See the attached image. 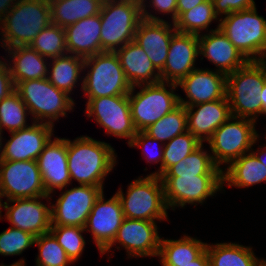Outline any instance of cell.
I'll return each instance as SVG.
<instances>
[{
	"label": "cell",
	"instance_id": "1",
	"mask_svg": "<svg viewBox=\"0 0 266 266\" xmlns=\"http://www.w3.org/2000/svg\"><path fill=\"white\" fill-rule=\"evenodd\" d=\"M68 170L79 185L104 187V181L117 164L115 149L105 141L89 136L67 139Z\"/></svg>",
	"mask_w": 266,
	"mask_h": 266
},
{
	"label": "cell",
	"instance_id": "2",
	"mask_svg": "<svg viewBox=\"0 0 266 266\" xmlns=\"http://www.w3.org/2000/svg\"><path fill=\"white\" fill-rule=\"evenodd\" d=\"M51 23L49 0H18L0 21V46L4 50L29 46Z\"/></svg>",
	"mask_w": 266,
	"mask_h": 266
},
{
	"label": "cell",
	"instance_id": "3",
	"mask_svg": "<svg viewBox=\"0 0 266 266\" xmlns=\"http://www.w3.org/2000/svg\"><path fill=\"white\" fill-rule=\"evenodd\" d=\"M266 82V68L260 61H248L226 75V96L231 114L258 121L262 116L261 96Z\"/></svg>",
	"mask_w": 266,
	"mask_h": 266
},
{
	"label": "cell",
	"instance_id": "4",
	"mask_svg": "<svg viewBox=\"0 0 266 266\" xmlns=\"http://www.w3.org/2000/svg\"><path fill=\"white\" fill-rule=\"evenodd\" d=\"M119 197L125 218L146 221H169L162 180L157 175L138 176Z\"/></svg>",
	"mask_w": 266,
	"mask_h": 266
},
{
	"label": "cell",
	"instance_id": "5",
	"mask_svg": "<svg viewBox=\"0 0 266 266\" xmlns=\"http://www.w3.org/2000/svg\"><path fill=\"white\" fill-rule=\"evenodd\" d=\"M15 91L27 106L31 121L54 126L59 118L74 111L75 100L57 89L47 78L19 82ZM55 122V123H54Z\"/></svg>",
	"mask_w": 266,
	"mask_h": 266
},
{
	"label": "cell",
	"instance_id": "6",
	"mask_svg": "<svg viewBox=\"0 0 266 266\" xmlns=\"http://www.w3.org/2000/svg\"><path fill=\"white\" fill-rule=\"evenodd\" d=\"M137 87L140 89L136 92ZM177 89V84L163 81L131 88L128 100L137 132L144 131L180 105L179 95L175 93Z\"/></svg>",
	"mask_w": 266,
	"mask_h": 266
},
{
	"label": "cell",
	"instance_id": "7",
	"mask_svg": "<svg viewBox=\"0 0 266 266\" xmlns=\"http://www.w3.org/2000/svg\"><path fill=\"white\" fill-rule=\"evenodd\" d=\"M101 48L115 52L134 41L142 18L141 0H114L104 2L100 11Z\"/></svg>",
	"mask_w": 266,
	"mask_h": 266
},
{
	"label": "cell",
	"instance_id": "8",
	"mask_svg": "<svg viewBox=\"0 0 266 266\" xmlns=\"http://www.w3.org/2000/svg\"><path fill=\"white\" fill-rule=\"evenodd\" d=\"M256 121L231 116L225 123L214 131L206 141L209 145L214 164L223 170L232 161L251 151L260 139L256 130Z\"/></svg>",
	"mask_w": 266,
	"mask_h": 266
},
{
	"label": "cell",
	"instance_id": "9",
	"mask_svg": "<svg viewBox=\"0 0 266 266\" xmlns=\"http://www.w3.org/2000/svg\"><path fill=\"white\" fill-rule=\"evenodd\" d=\"M84 74L82 92L87 98L128 95L132 88L115 52L104 51L85 58Z\"/></svg>",
	"mask_w": 266,
	"mask_h": 266
},
{
	"label": "cell",
	"instance_id": "10",
	"mask_svg": "<svg viewBox=\"0 0 266 266\" xmlns=\"http://www.w3.org/2000/svg\"><path fill=\"white\" fill-rule=\"evenodd\" d=\"M219 28L248 61H260L266 50V19L256 6L232 12L219 20Z\"/></svg>",
	"mask_w": 266,
	"mask_h": 266
},
{
	"label": "cell",
	"instance_id": "11",
	"mask_svg": "<svg viewBox=\"0 0 266 266\" xmlns=\"http://www.w3.org/2000/svg\"><path fill=\"white\" fill-rule=\"evenodd\" d=\"M85 116L93 118L107 135L125 138L129 145L136 135L128 95L87 98Z\"/></svg>",
	"mask_w": 266,
	"mask_h": 266
},
{
	"label": "cell",
	"instance_id": "12",
	"mask_svg": "<svg viewBox=\"0 0 266 266\" xmlns=\"http://www.w3.org/2000/svg\"><path fill=\"white\" fill-rule=\"evenodd\" d=\"M168 209L184 208L187 204L203 205L209 197L223 191L222 175L160 177Z\"/></svg>",
	"mask_w": 266,
	"mask_h": 266
},
{
	"label": "cell",
	"instance_id": "13",
	"mask_svg": "<svg viewBox=\"0 0 266 266\" xmlns=\"http://www.w3.org/2000/svg\"><path fill=\"white\" fill-rule=\"evenodd\" d=\"M56 203L51 202V226H77L85 228L88 216L104 187L78 185L61 189ZM64 191V192H63Z\"/></svg>",
	"mask_w": 266,
	"mask_h": 266
},
{
	"label": "cell",
	"instance_id": "14",
	"mask_svg": "<svg viewBox=\"0 0 266 266\" xmlns=\"http://www.w3.org/2000/svg\"><path fill=\"white\" fill-rule=\"evenodd\" d=\"M156 221L124 218L113 242L101 253V256L113 251L111 248L126 250L128 258L158 257L161 236ZM121 247H120V246Z\"/></svg>",
	"mask_w": 266,
	"mask_h": 266
},
{
	"label": "cell",
	"instance_id": "15",
	"mask_svg": "<svg viewBox=\"0 0 266 266\" xmlns=\"http://www.w3.org/2000/svg\"><path fill=\"white\" fill-rule=\"evenodd\" d=\"M0 192L6 200L47 195L37 161H1Z\"/></svg>",
	"mask_w": 266,
	"mask_h": 266
},
{
	"label": "cell",
	"instance_id": "16",
	"mask_svg": "<svg viewBox=\"0 0 266 266\" xmlns=\"http://www.w3.org/2000/svg\"><path fill=\"white\" fill-rule=\"evenodd\" d=\"M53 195L17 198L3 202L4 218L11 227L33 234L48 233L51 228V199ZM48 202L44 204L41 200ZM48 205V206H47Z\"/></svg>",
	"mask_w": 266,
	"mask_h": 266
},
{
	"label": "cell",
	"instance_id": "17",
	"mask_svg": "<svg viewBox=\"0 0 266 266\" xmlns=\"http://www.w3.org/2000/svg\"><path fill=\"white\" fill-rule=\"evenodd\" d=\"M104 196L103 192L96 200L85 225L100 254L113 242L125 218L117 194L107 200Z\"/></svg>",
	"mask_w": 266,
	"mask_h": 266
},
{
	"label": "cell",
	"instance_id": "18",
	"mask_svg": "<svg viewBox=\"0 0 266 266\" xmlns=\"http://www.w3.org/2000/svg\"><path fill=\"white\" fill-rule=\"evenodd\" d=\"M199 57L198 35L176 31L169 45L166 63L160 71L161 81L178 84L196 66Z\"/></svg>",
	"mask_w": 266,
	"mask_h": 266
},
{
	"label": "cell",
	"instance_id": "19",
	"mask_svg": "<svg viewBox=\"0 0 266 266\" xmlns=\"http://www.w3.org/2000/svg\"><path fill=\"white\" fill-rule=\"evenodd\" d=\"M54 127L32 122L27 128L9 133L11 137L4 143L2 161H36L54 136Z\"/></svg>",
	"mask_w": 266,
	"mask_h": 266
},
{
	"label": "cell",
	"instance_id": "20",
	"mask_svg": "<svg viewBox=\"0 0 266 266\" xmlns=\"http://www.w3.org/2000/svg\"><path fill=\"white\" fill-rule=\"evenodd\" d=\"M177 87H181L186 96L185 99L179 95L182 106L216 101L226 96V75L213 69L196 68Z\"/></svg>",
	"mask_w": 266,
	"mask_h": 266
},
{
	"label": "cell",
	"instance_id": "21",
	"mask_svg": "<svg viewBox=\"0 0 266 266\" xmlns=\"http://www.w3.org/2000/svg\"><path fill=\"white\" fill-rule=\"evenodd\" d=\"M53 138L46 144L36 160L47 195L53 194L56 189H65L71 185L67 138L58 136H53Z\"/></svg>",
	"mask_w": 266,
	"mask_h": 266
},
{
	"label": "cell",
	"instance_id": "22",
	"mask_svg": "<svg viewBox=\"0 0 266 266\" xmlns=\"http://www.w3.org/2000/svg\"><path fill=\"white\" fill-rule=\"evenodd\" d=\"M199 55L215 65V71L225 75L243 67L248 60L229 41L220 28L198 36Z\"/></svg>",
	"mask_w": 266,
	"mask_h": 266
},
{
	"label": "cell",
	"instance_id": "23",
	"mask_svg": "<svg viewBox=\"0 0 266 266\" xmlns=\"http://www.w3.org/2000/svg\"><path fill=\"white\" fill-rule=\"evenodd\" d=\"M176 31L174 23L167 20L142 19L138 24L134 42L144 50L159 72L166 63L171 38Z\"/></svg>",
	"mask_w": 266,
	"mask_h": 266
},
{
	"label": "cell",
	"instance_id": "24",
	"mask_svg": "<svg viewBox=\"0 0 266 266\" xmlns=\"http://www.w3.org/2000/svg\"><path fill=\"white\" fill-rule=\"evenodd\" d=\"M186 108L187 130L200 142H206L231 116L227 96L223 99L191 105Z\"/></svg>",
	"mask_w": 266,
	"mask_h": 266
},
{
	"label": "cell",
	"instance_id": "25",
	"mask_svg": "<svg viewBox=\"0 0 266 266\" xmlns=\"http://www.w3.org/2000/svg\"><path fill=\"white\" fill-rule=\"evenodd\" d=\"M68 54L88 58L104 52L101 48L100 14L87 17L64 28Z\"/></svg>",
	"mask_w": 266,
	"mask_h": 266
},
{
	"label": "cell",
	"instance_id": "26",
	"mask_svg": "<svg viewBox=\"0 0 266 266\" xmlns=\"http://www.w3.org/2000/svg\"><path fill=\"white\" fill-rule=\"evenodd\" d=\"M115 53L119 58L125 77L132 87L161 81L160 72L144 50L134 41L125 44Z\"/></svg>",
	"mask_w": 266,
	"mask_h": 266
},
{
	"label": "cell",
	"instance_id": "27",
	"mask_svg": "<svg viewBox=\"0 0 266 266\" xmlns=\"http://www.w3.org/2000/svg\"><path fill=\"white\" fill-rule=\"evenodd\" d=\"M5 51L8 55L4 57H9L6 61L15 86L22 81L47 78L50 59L41 56L30 45L17 46Z\"/></svg>",
	"mask_w": 266,
	"mask_h": 266
},
{
	"label": "cell",
	"instance_id": "28",
	"mask_svg": "<svg viewBox=\"0 0 266 266\" xmlns=\"http://www.w3.org/2000/svg\"><path fill=\"white\" fill-rule=\"evenodd\" d=\"M223 191L227 187L248 188L266 183V167L250 151L232 161L222 170Z\"/></svg>",
	"mask_w": 266,
	"mask_h": 266
},
{
	"label": "cell",
	"instance_id": "29",
	"mask_svg": "<svg viewBox=\"0 0 266 266\" xmlns=\"http://www.w3.org/2000/svg\"><path fill=\"white\" fill-rule=\"evenodd\" d=\"M206 246V242L188 235H183L179 239L162 237L159 262L162 266H185L197 259L206 250Z\"/></svg>",
	"mask_w": 266,
	"mask_h": 266
},
{
	"label": "cell",
	"instance_id": "30",
	"mask_svg": "<svg viewBox=\"0 0 266 266\" xmlns=\"http://www.w3.org/2000/svg\"><path fill=\"white\" fill-rule=\"evenodd\" d=\"M84 58L73 54L51 58L48 65L47 79L57 89L72 95L77 84L83 83ZM82 75V76H81ZM80 81V83H78Z\"/></svg>",
	"mask_w": 266,
	"mask_h": 266
},
{
	"label": "cell",
	"instance_id": "31",
	"mask_svg": "<svg viewBox=\"0 0 266 266\" xmlns=\"http://www.w3.org/2000/svg\"><path fill=\"white\" fill-rule=\"evenodd\" d=\"M253 247L232 242L206 246L210 266H259L264 258L256 257Z\"/></svg>",
	"mask_w": 266,
	"mask_h": 266
},
{
	"label": "cell",
	"instance_id": "32",
	"mask_svg": "<svg viewBox=\"0 0 266 266\" xmlns=\"http://www.w3.org/2000/svg\"><path fill=\"white\" fill-rule=\"evenodd\" d=\"M51 22L62 28L79 20L100 14V0H49Z\"/></svg>",
	"mask_w": 266,
	"mask_h": 266
},
{
	"label": "cell",
	"instance_id": "33",
	"mask_svg": "<svg viewBox=\"0 0 266 266\" xmlns=\"http://www.w3.org/2000/svg\"><path fill=\"white\" fill-rule=\"evenodd\" d=\"M209 152L204 149L202 143L185 159L171 166L161 177L222 175V170L214 164Z\"/></svg>",
	"mask_w": 266,
	"mask_h": 266
},
{
	"label": "cell",
	"instance_id": "34",
	"mask_svg": "<svg viewBox=\"0 0 266 266\" xmlns=\"http://www.w3.org/2000/svg\"><path fill=\"white\" fill-rule=\"evenodd\" d=\"M215 20L219 23L220 18L214 12V4L211 0H206L182 13L173 23L177 31L199 36L204 33L203 31L208 33L218 29L219 24L215 29H209Z\"/></svg>",
	"mask_w": 266,
	"mask_h": 266
},
{
	"label": "cell",
	"instance_id": "35",
	"mask_svg": "<svg viewBox=\"0 0 266 266\" xmlns=\"http://www.w3.org/2000/svg\"><path fill=\"white\" fill-rule=\"evenodd\" d=\"M187 130V112L185 106L179 105L172 112L144 130L150 137L163 144Z\"/></svg>",
	"mask_w": 266,
	"mask_h": 266
},
{
	"label": "cell",
	"instance_id": "36",
	"mask_svg": "<svg viewBox=\"0 0 266 266\" xmlns=\"http://www.w3.org/2000/svg\"><path fill=\"white\" fill-rule=\"evenodd\" d=\"M29 115L27 106L16 91L0 101V129L3 132L7 129L11 133L29 127Z\"/></svg>",
	"mask_w": 266,
	"mask_h": 266
},
{
	"label": "cell",
	"instance_id": "37",
	"mask_svg": "<svg viewBox=\"0 0 266 266\" xmlns=\"http://www.w3.org/2000/svg\"><path fill=\"white\" fill-rule=\"evenodd\" d=\"M30 46L41 56L55 58L68 54L64 28L51 23L33 40Z\"/></svg>",
	"mask_w": 266,
	"mask_h": 266
},
{
	"label": "cell",
	"instance_id": "38",
	"mask_svg": "<svg viewBox=\"0 0 266 266\" xmlns=\"http://www.w3.org/2000/svg\"><path fill=\"white\" fill-rule=\"evenodd\" d=\"M34 245H37L39 252L35 259L36 266H71L74 264L50 232L36 236Z\"/></svg>",
	"mask_w": 266,
	"mask_h": 266
},
{
	"label": "cell",
	"instance_id": "39",
	"mask_svg": "<svg viewBox=\"0 0 266 266\" xmlns=\"http://www.w3.org/2000/svg\"><path fill=\"white\" fill-rule=\"evenodd\" d=\"M202 142H200L191 132L186 131L177 135L172 140L164 144L163 174L173 165L185 159L194 152Z\"/></svg>",
	"mask_w": 266,
	"mask_h": 266
},
{
	"label": "cell",
	"instance_id": "40",
	"mask_svg": "<svg viewBox=\"0 0 266 266\" xmlns=\"http://www.w3.org/2000/svg\"><path fill=\"white\" fill-rule=\"evenodd\" d=\"M49 232L67 253L73 263L79 260L85 250V228L77 226H51Z\"/></svg>",
	"mask_w": 266,
	"mask_h": 266
},
{
	"label": "cell",
	"instance_id": "41",
	"mask_svg": "<svg viewBox=\"0 0 266 266\" xmlns=\"http://www.w3.org/2000/svg\"><path fill=\"white\" fill-rule=\"evenodd\" d=\"M35 236L31 233L9 227L0 233V255H21L26 249L34 245Z\"/></svg>",
	"mask_w": 266,
	"mask_h": 266
},
{
	"label": "cell",
	"instance_id": "42",
	"mask_svg": "<svg viewBox=\"0 0 266 266\" xmlns=\"http://www.w3.org/2000/svg\"><path fill=\"white\" fill-rule=\"evenodd\" d=\"M159 146L156 150L152 149L153 145ZM129 147L142 148V154L145 157L147 163L160 164L158 171H154L147 175H157L161 177L163 175V156H164V144L146 134L144 131H138L133 137ZM152 150H151V149ZM151 150V151H150Z\"/></svg>",
	"mask_w": 266,
	"mask_h": 266
},
{
	"label": "cell",
	"instance_id": "43",
	"mask_svg": "<svg viewBox=\"0 0 266 266\" xmlns=\"http://www.w3.org/2000/svg\"><path fill=\"white\" fill-rule=\"evenodd\" d=\"M141 7L142 18L145 20L165 21L162 17L156 16L157 14L169 15L172 22L177 19V0H141ZM149 8L153 10L150 11ZM153 11H155V14ZM151 12H153V14Z\"/></svg>",
	"mask_w": 266,
	"mask_h": 266
},
{
	"label": "cell",
	"instance_id": "44",
	"mask_svg": "<svg viewBox=\"0 0 266 266\" xmlns=\"http://www.w3.org/2000/svg\"><path fill=\"white\" fill-rule=\"evenodd\" d=\"M214 4V12L220 18L238 12L241 10L250 9L256 6L254 0H211Z\"/></svg>",
	"mask_w": 266,
	"mask_h": 266
},
{
	"label": "cell",
	"instance_id": "45",
	"mask_svg": "<svg viewBox=\"0 0 266 266\" xmlns=\"http://www.w3.org/2000/svg\"><path fill=\"white\" fill-rule=\"evenodd\" d=\"M2 58L0 57V101L15 91L8 63L4 56Z\"/></svg>",
	"mask_w": 266,
	"mask_h": 266
},
{
	"label": "cell",
	"instance_id": "46",
	"mask_svg": "<svg viewBox=\"0 0 266 266\" xmlns=\"http://www.w3.org/2000/svg\"><path fill=\"white\" fill-rule=\"evenodd\" d=\"M206 0H177V18Z\"/></svg>",
	"mask_w": 266,
	"mask_h": 266
},
{
	"label": "cell",
	"instance_id": "47",
	"mask_svg": "<svg viewBox=\"0 0 266 266\" xmlns=\"http://www.w3.org/2000/svg\"><path fill=\"white\" fill-rule=\"evenodd\" d=\"M18 0H0V21L12 10Z\"/></svg>",
	"mask_w": 266,
	"mask_h": 266
},
{
	"label": "cell",
	"instance_id": "48",
	"mask_svg": "<svg viewBox=\"0 0 266 266\" xmlns=\"http://www.w3.org/2000/svg\"><path fill=\"white\" fill-rule=\"evenodd\" d=\"M185 266H210V260L207 251L205 250L197 259Z\"/></svg>",
	"mask_w": 266,
	"mask_h": 266
},
{
	"label": "cell",
	"instance_id": "49",
	"mask_svg": "<svg viewBox=\"0 0 266 266\" xmlns=\"http://www.w3.org/2000/svg\"><path fill=\"white\" fill-rule=\"evenodd\" d=\"M266 136V135H265ZM266 139V138H265ZM259 148V149H258ZM258 148L254 149L252 147L251 152L256 156V158L266 167V144L263 147L258 144Z\"/></svg>",
	"mask_w": 266,
	"mask_h": 266
},
{
	"label": "cell",
	"instance_id": "50",
	"mask_svg": "<svg viewBox=\"0 0 266 266\" xmlns=\"http://www.w3.org/2000/svg\"><path fill=\"white\" fill-rule=\"evenodd\" d=\"M260 96H261V104H262V115H264L265 117L266 116V82L263 86Z\"/></svg>",
	"mask_w": 266,
	"mask_h": 266
},
{
	"label": "cell",
	"instance_id": "51",
	"mask_svg": "<svg viewBox=\"0 0 266 266\" xmlns=\"http://www.w3.org/2000/svg\"><path fill=\"white\" fill-rule=\"evenodd\" d=\"M3 131L0 129V162L2 161V156H3V140L5 139L4 137H3Z\"/></svg>",
	"mask_w": 266,
	"mask_h": 266
},
{
	"label": "cell",
	"instance_id": "52",
	"mask_svg": "<svg viewBox=\"0 0 266 266\" xmlns=\"http://www.w3.org/2000/svg\"><path fill=\"white\" fill-rule=\"evenodd\" d=\"M2 266H26V261L24 258L19 259V261H16L15 263L11 265H2Z\"/></svg>",
	"mask_w": 266,
	"mask_h": 266
},
{
	"label": "cell",
	"instance_id": "53",
	"mask_svg": "<svg viewBox=\"0 0 266 266\" xmlns=\"http://www.w3.org/2000/svg\"><path fill=\"white\" fill-rule=\"evenodd\" d=\"M2 209H3V200H2V195L0 192V220H3Z\"/></svg>",
	"mask_w": 266,
	"mask_h": 266
},
{
	"label": "cell",
	"instance_id": "54",
	"mask_svg": "<svg viewBox=\"0 0 266 266\" xmlns=\"http://www.w3.org/2000/svg\"><path fill=\"white\" fill-rule=\"evenodd\" d=\"M260 62H261V63L265 66V68H266V50H265V52H264V54H263V56H262Z\"/></svg>",
	"mask_w": 266,
	"mask_h": 266
},
{
	"label": "cell",
	"instance_id": "55",
	"mask_svg": "<svg viewBox=\"0 0 266 266\" xmlns=\"http://www.w3.org/2000/svg\"><path fill=\"white\" fill-rule=\"evenodd\" d=\"M259 266H266V259H264Z\"/></svg>",
	"mask_w": 266,
	"mask_h": 266
},
{
	"label": "cell",
	"instance_id": "56",
	"mask_svg": "<svg viewBox=\"0 0 266 266\" xmlns=\"http://www.w3.org/2000/svg\"><path fill=\"white\" fill-rule=\"evenodd\" d=\"M102 3L104 2H109V1H114V0H100Z\"/></svg>",
	"mask_w": 266,
	"mask_h": 266
}]
</instances>
